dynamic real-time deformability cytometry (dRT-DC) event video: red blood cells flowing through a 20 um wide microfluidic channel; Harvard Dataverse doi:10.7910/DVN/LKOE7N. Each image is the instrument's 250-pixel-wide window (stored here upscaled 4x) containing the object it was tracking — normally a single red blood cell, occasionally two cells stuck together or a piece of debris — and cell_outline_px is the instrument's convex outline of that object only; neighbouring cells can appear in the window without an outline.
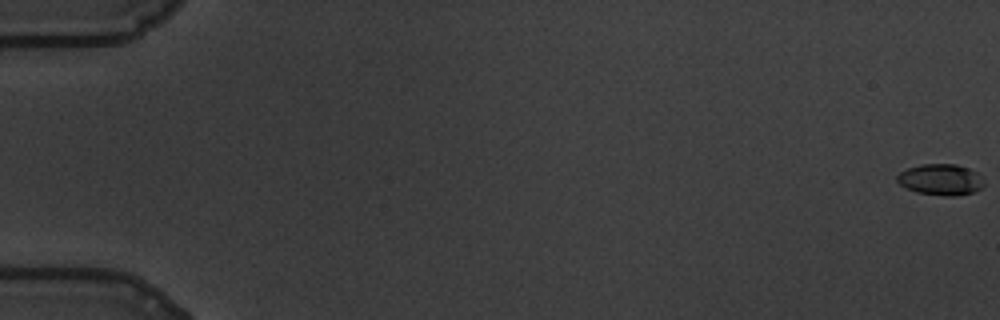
{"species": "common noctule bat (a hibernating species)", "species_latin": "Nyctalus noctula", "temperature_condition": "warm", "stored_images_in_passage": 61, "camera_frame_rate_fps": 3000, "um_per_image_px": 0.085, "animal": {"sex": "male", "body_mass_g": 19.5, "forearm_length_mm": 54.6}, "frame": {"image": 1, "passage_image": 1, "time_ms": 0.0, "image_size_px": [1000, 320], "cell_outline_px": [[984, 184], [976, 192], [960, 196], [944, 196], [916, 192], [904, 188], [896, 180], [896, 176], [900, 172], [908, 168], [920, 164], [956, 164], [968, 168], [976, 172], [984, 180]], "centroid_in_image_um": [79.95, 15.28], "position_along_channel_um": 5.0, "area_um2": 16.01}}
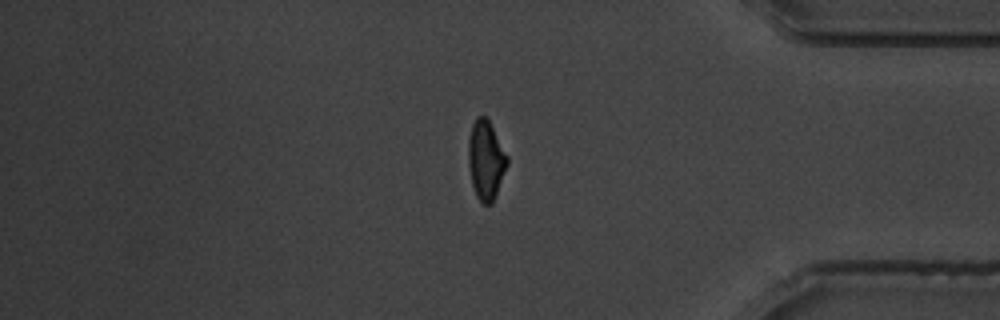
{"frame": {"image": 2, "passage_image": 52, "time_ms": 17.0, "image_size_px": [1000, 320], "cell_outline_px": [[508, 164], [496, 196], [492, 204], [484, 204], [476, 196], [472, 184], [468, 164], [468, 140], [472, 124], [476, 116], [488, 116], [508, 156]], "centroid_in_image_um": [41.31, 13.57], "position_along_channel_um": 393.9, "area_um2": 18.26}}
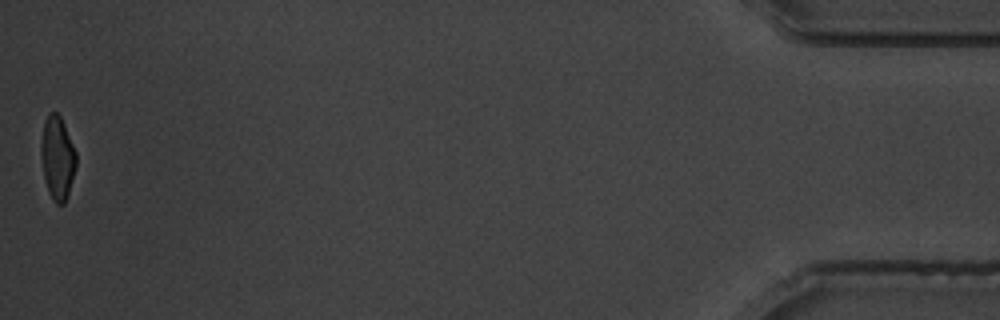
{"frame": {"image": 3, "passage_image": 61, "time_ms": 20.0, "image_size_px": [1000, 320], "cell_outline_px": [[76, 168], [64, 204], [56, 204], [52, 200], [48, 192], [44, 176], [40, 156], [40, 144], [44, 120], [48, 112], [56, 112], [60, 116], [64, 124], [76, 152]], "centroid_in_image_um": [4.86, 13.4], "position_along_channel_um": 430.3, "area_um2": 17.17}, "authors_computed_cell_mechanics": {"area_um2": 17.8602, "velocity_mm_per_s": 3.4774, "shape_relaxation_time_tau1_ms": 3.4579, "shape_relaxation_time_tau2_ms": 1.8178, "deformation_change_tau1": 0.1671, "deformation_change_tau2": 0.0787}}